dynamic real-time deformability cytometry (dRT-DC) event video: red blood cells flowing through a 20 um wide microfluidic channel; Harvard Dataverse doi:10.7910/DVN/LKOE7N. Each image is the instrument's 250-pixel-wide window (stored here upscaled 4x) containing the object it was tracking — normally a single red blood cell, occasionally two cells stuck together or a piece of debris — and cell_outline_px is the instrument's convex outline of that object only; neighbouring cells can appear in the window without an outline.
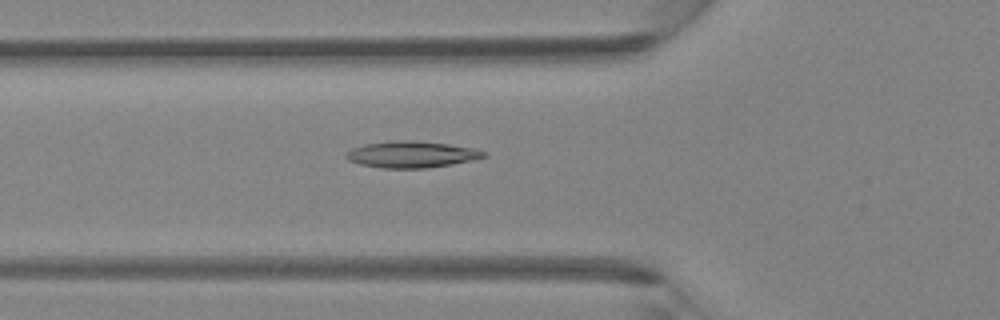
{"species": "Egyptian fruit bat (a non-hibernating species)", "species_latin": "Rousettus aegyptiacus", "temperature_condition": "room temperature", "stored_images_in_passage": 44, "camera_frame_rate_fps": 3000, "um_per_image_px": 0.085, "animal": {"sex": "female"}, "frame": {"image": 1, "passage_image": 16, "time_ms": 5.0, "image_size_px": [1000, 320], "cell_outline_px": [[488, 156], [472, 160], [452, 164], [428, 168], [380, 168], [360, 164], [348, 160], [344, 156], [352, 148], [364, 144], [392, 140], [404, 140], [448, 144], [476, 148], [484, 152]], "centroid_in_image_um": [34.97, 13.13], "position_along_channel_um": 90.8, "area_um2": 21.21}}
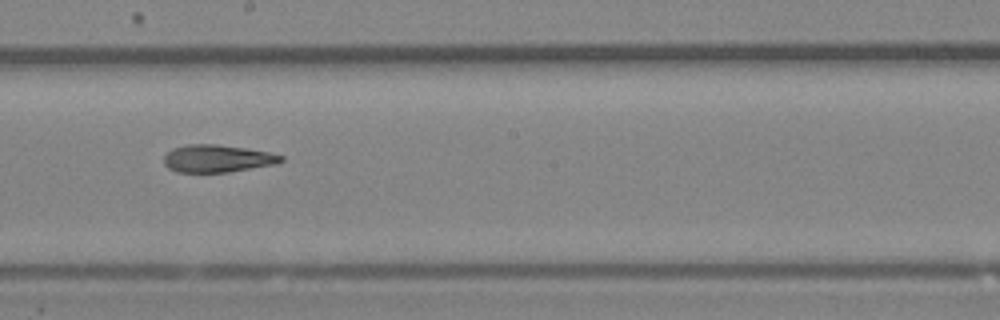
{"frame": {"image": 2, "passage_image": 25, "time_ms": 8.0, "image_size_px": [1000, 320], "cell_outline_px": [[284, 160], [276, 164], [228, 172], [176, 172], [168, 168], [164, 164], [164, 156], [172, 148], [188, 144], [216, 144], [244, 148], [268, 152], [284, 156]], "centroid_in_image_um": [18.45, 13.48], "position_along_channel_um": 229.7, "area_um2": 18.73}}
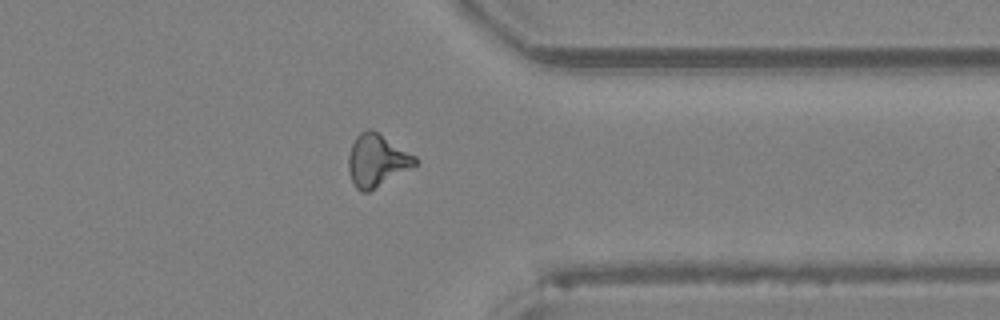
{"frame": {"image": 3, "passage_image": 35, "time_ms": 11.333, "image_size_px": [1000, 320], "cell_outline_px": [[416, 164], [368, 192], [360, 192], [352, 184], [348, 172], [348, 156], [352, 144], [356, 136], [364, 128], [372, 128], [416, 156]], "centroid_in_image_um": [31.97, 13.61], "position_along_channel_um": 379.4, "area_um2": 20.29}}